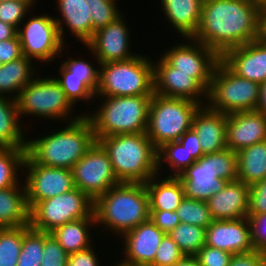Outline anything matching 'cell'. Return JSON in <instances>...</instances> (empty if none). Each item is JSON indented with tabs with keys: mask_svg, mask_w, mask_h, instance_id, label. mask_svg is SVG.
I'll list each match as a JSON object with an SVG mask.
<instances>
[{
	"mask_svg": "<svg viewBox=\"0 0 266 266\" xmlns=\"http://www.w3.org/2000/svg\"><path fill=\"white\" fill-rule=\"evenodd\" d=\"M181 223L207 228L213 221L206 201L185 197L176 210Z\"/></svg>",
	"mask_w": 266,
	"mask_h": 266,
	"instance_id": "38",
	"label": "cell"
},
{
	"mask_svg": "<svg viewBox=\"0 0 266 266\" xmlns=\"http://www.w3.org/2000/svg\"><path fill=\"white\" fill-rule=\"evenodd\" d=\"M93 248L91 246L88 249L69 254L67 266H100L101 262L98 261V255Z\"/></svg>",
	"mask_w": 266,
	"mask_h": 266,
	"instance_id": "49",
	"label": "cell"
},
{
	"mask_svg": "<svg viewBox=\"0 0 266 266\" xmlns=\"http://www.w3.org/2000/svg\"><path fill=\"white\" fill-rule=\"evenodd\" d=\"M21 122L16 99L0 96V148H27Z\"/></svg>",
	"mask_w": 266,
	"mask_h": 266,
	"instance_id": "28",
	"label": "cell"
},
{
	"mask_svg": "<svg viewBox=\"0 0 266 266\" xmlns=\"http://www.w3.org/2000/svg\"><path fill=\"white\" fill-rule=\"evenodd\" d=\"M20 118L43 117L50 120L73 122L84 114L73 116L74 105L66 97L54 77H34L16 97ZM73 108V109H72ZM59 118V119H58Z\"/></svg>",
	"mask_w": 266,
	"mask_h": 266,
	"instance_id": "9",
	"label": "cell"
},
{
	"mask_svg": "<svg viewBox=\"0 0 266 266\" xmlns=\"http://www.w3.org/2000/svg\"><path fill=\"white\" fill-rule=\"evenodd\" d=\"M127 27L128 23L126 25V19L122 14L115 21L94 32L85 47L88 48L91 55L93 54L98 64L125 61L138 55L131 51L130 28Z\"/></svg>",
	"mask_w": 266,
	"mask_h": 266,
	"instance_id": "17",
	"label": "cell"
},
{
	"mask_svg": "<svg viewBox=\"0 0 266 266\" xmlns=\"http://www.w3.org/2000/svg\"><path fill=\"white\" fill-rule=\"evenodd\" d=\"M0 189V228L30 224V208L24 183ZM21 185V186H20Z\"/></svg>",
	"mask_w": 266,
	"mask_h": 266,
	"instance_id": "26",
	"label": "cell"
},
{
	"mask_svg": "<svg viewBox=\"0 0 266 266\" xmlns=\"http://www.w3.org/2000/svg\"><path fill=\"white\" fill-rule=\"evenodd\" d=\"M165 161V162H164ZM194 158L178 141H170L157 148V170L158 174L163 171V164H167L171 174L168 177H178L191 164L195 163ZM161 168V169H160ZM160 171V172H159Z\"/></svg>",
	"mask_w": 266,
	"mask_h": 266,
	"instance_id": "32",
	"label": "cell"
},
{
	"mask_svg": "<svg viewBox=\"0 0 266 266\" xmlns=\"http://www.w3.org/2000/svg\"><path fill=\"white\" fill-rule=\"evenodd\" d=\"M94 201L78 188L39 201L30 209V227L50 233L67 222L95 218Z\"/></svg>",
	"mask_w": 266,
	"mask_h": 266,
	"instance_id": "11",
	"label": "cell"
},
{
	"mask_svg": "<svg viewBox=\"0 0 266 266\" xmlns=\"http://www.w3.org/2000/svg\"><path fill=\"white\" fill-rule=\"evenodd\" d=\"M97 97L104 101L94 110L95 113H84L91 122L96 140L111 135L146 132L152 95Z\"/></svg>",
	"mask_w": 266,
	"mask_h": 266,
	"instance_id": "5",
	"label": "cell"
},
{
	"mask_svg": "<svg viewBox=\"0 0 266 266\" xmlns=\"http://www.w3.org/2000/svg\"><path fill=\"white\" fill-rule=\"evenodd\" d=\"M178 142L191 154L195 161L204 155L199 138L196 132L191 128L187 130L178 140Z\"/></svg>",
	"mask_w": 266,
	"mask_h": 266,
	"instance_id": "51",
	"label": "cell"
},
{
	"mask_svg": "<svg viewBox=\"0 0 266 266\" xmlns=\"http://www.w3.org/2000/svg\"><path fill=\"white\" fill-rule=\"evenodd\" d=\"M205 245L232 254L249 253L254 249L248 218L213 220L206 228Z\"/></svg>",
	"mask_w": 266,
	"mask_h": 266,
	"instance_id": "19",
	"label": "cell"
},
{
	"mask_svg": "<svg viewBox=\"0 0 266 266\" xmlns=\"http://www.w3.org/2000/svg\"><path fill=\"white\" fill-rule=\"evenodd\" d=\"M168 235L184 255L195 256L205 245L206 228L180 222Z\"/></svg>",
	"mask_w": 266,
	"mask_h": 266,
	"instance_id": "34",
	"label": "cell"
},
{
	"mask_svg": "<svg viewBox=\"0 0 266 266\" xmlns=\"http://www.w3.org/2000/svg\"><path fill=\"white\" fill-rule=\"evenodd\" d=\"M83 59L68 57L59 67V77L83 79V83L96 94L99 84V68ZM98 68V69H96Z\"/></svg>",
	"mask_w": 266,
	"mask_h": 266,
	"instance_id": "35",
	"label": "cell"
},
{
	"mask_svg": "<svg viewBox=\"0 0 266 266\" xmlns=\"http://www.w3.org/2000/svg\"><path fill=\"white\" fill-rule=\"evenodd\" d=\"M96 141L89 119L83 115L66 127L27 140L26 154L37 164L72 170Z\"/></svg>",
	"mask_w": 266,
	"mask_h": 266,
	"instance_id": "3",
	"label": "cell"
},
{
	"mask_svg": "<svg viewBox=\"0 0 266 266\" xmlns=\"http://www.w3.org/2000/svg\"><path fill=\"white\" fill-rule=\"evenodd\" d=\"M119 182L146 183L158 174L157 148L146 132L98 138Z\"/></svg>",
	"mask_w": 266,
	"mask_h": 266,
	"instance_id": "4",
	"label": "cell"
},
{
	"mask_svg": "<svg viewBox=\"0 0 266 266\" xmlns=\"http://www.w3.org/2000/svg\"><path fill=\"white\" fill-rule=\"evenodd\" d=\"M22 56L18 34L14 38L0 41V60L3 64L17 60Z\"/></svg>",
	"mask_w": 266,
	"mask_h": 266,
	"instance_id": "48",
	"label": "cell"
},
{
	"mask_svg": "<svg viewBox=\"0 0 266 266\" xmlns=\"http://www.w3.org/2000/svg\"><path fill=\"white\" fill-rule=\"evenodd\" d=\"M75 188L92 201L120 183L113 171L108 153L95 141L72 168Z\"/></svg>",
	"mask_w": 266,
	"mask_h": 266,
	"instance_id": "13",
	"label": "cell"
},
{
	"mask_svg": "<svg viewBox=\"0 0 266 266\" xmlns=\"http://www.w3.org/2000/svg\"><path fill=\"white\" fill-rule=\"evenodd\" d=\"M259 95L260 84L237 76L220 60L212 74L206 105L226 115L256 111Z\"/></svg>",
	"mask_w": 266,
	"mask_h": 266,
	"instance_id": "10",
	"label": "cell"
},
{
	"mask_svg": "<svg viewBox=\"0 0 266 266\" xmlns=\"http://www.w3.org/2000/svg\"><path fill=\"white\" fill-rule=\"evenodd\" d=\"M264 266H266V254H265V260H264Z\"/></svg>",
	"mask_w": 266,
	"mask_h": 266,
	"instance_id": "58",
	"label": "cell"
},
{
	"mask_svg": "<svg viewBox=\"0 0 266 266\" xmlns=\"http://www.w3.org/2000/svg\"><path fill=\"white\" fill-rule=\"evenodd\" d=\"M23 26L19 27L17 34L20 40L22 54L31 59L50 63L63 56L64 47L58 30V25L53 16L41 14L35 17H29ZM25 23V24H24ZM65 45V46H64ZM62 53V54H61Z\"/></svg>",
	"mask_w": 266,
	"mask_h": 266,
	"instance_id": "12",
	"label": "cell"
},
{
	"mask_svg": "<svg viewBox=\"0 0 266 266\" xmlns=\"http://www.w3.org/2000/svg\"><path fill=\"white\" fill-rule=\"evenodd\" d=\"M265 254L253 250L249 253L233 254L229 266H264Z\"/></svg>",
	"mask_w": 266,
	"mask_h": 266,
	"instance_id": "50",
	"label": "cell"
},
{
	"mask_svg": "<svg viewBox=\"0 0 266 266\" xmlns=\"http://www.w3.org/2000/svg\"><path fill=\"white\" fill-rule=\"evenodd\" d=\"M259 9H266V0H256Z\"/></svg>",
	"mask_w": 266,
	"mask_h": 266,
	"instance_id": "56",
	"label": "cell"
},
{
	"mask_svg": "<svg viewBox=\"0 0 266 266\" xmlns=\"http://www.w3.org/2000/svg\"><path fill=\"white\" fill-rule=\"evenodd\" d=\"M60 87L66 94V97L75 106L78 101H92L96 95L83 83V79L68 78V77H55Z\"/></svg>",
	"mask_w": 266,
	"mask_h": 266,
	"instance_id": "41",
	"label": "cell"
},
{
	"mask_svg": "<svg viewBox=\"0 0 266 266\" xmlns=\"http://www.w3.org/2000/svg\"><path fill=\"white\" fill-rule=\"evenodd\" d=\"M96 228L120 237L150 219L149 194L144 183L120 182L94 201ZM107 228V229H106Z\"/></svg>",
	"mask_w": 266,
	"mask_h": 266,
	"instance_id": "2",
	"label": "cell"
},
{
	"mask_svg": "<svg viewBox=\"0 0 266 266\" xmlns=\"http://www.w3.org/2000/svg\"><path fill=\"white\" fill-rule=\"evenodd\" d=\"M148 56L138 54L129 60L98 64L99 84L95 95H153L154 66Z\"/></svg>",
	"mask_w": 266,
	"mask_h": 266,
	"instance_id": "7",
	"label": "cell"
},
{
	"mask_svg": "<svg viewBox=\"0 0 266 266\" xmlns=\"http://www.w3.org/2000/svg\"><path fill=\"white\" fill-rule=\"evenodd\" d=\"M28 206L64 194L75 188L73 172L67 168L48 167L35 163L27 154L23 163Z\"/></svg>",
	"mask_w": 266,
	"mask_h": 266,
	"instance_id": "15",
	"label": "cell"
},
{
	"mask_svg": "<svg viewBox=\"0 0 266 266\" xmlns=\"http://www.w3.org/2000/svg\"><path fill=\"white\" fill-rule=\"evenodd\" d=\"M202 105L174 97L152 95L146 135L156 148L179 138L192 128L194 114Z\"/></svg>",
	"mask_w": 266,
	"mask_h": 266,
	"instance_id": "8",
	"label": "cell"
},
{
	"mask_svg": "<svg viewBox=\"0 0 266 266\" xmlns=\"http://www.w3.org/2000/svg\"><path fill=\"white\" fill-rule=\"evenodd\" d=\"M258 10L256 0H203L192 39L221 57L227 50L257 39Z\"/></svg>",
	"mask_w": 266,
	"mask_h": 266,
	"instance_id": "1",
	"label": "cell"
},
{
	"mask_svg": "<svg viewBox=\"0 0 266 266\" xmlns=\"http://www.w3.org/2000/svg\"><path fill=\"white\" fill-rule=\"evenodd\" d=\"M266 213V178L252 185L249 189V210L247 215Z\"/></svg>",
	"mask_w": 266,
	"mask_h": 266,
	"instance_id": "46",
	"label": "cell"
},
{
	"mask_svg": "<svg viewBox=\"0 0 266 266\" xmlns=\"http://www.w3.org/2000/svg\"><path fill=\"white\" fill-rule=\"evenodd\" d=\"M26 156V149L0 148V189L18 185L19 175Z\"/></svg>",
	"mask_w": 266,
	"mask_h": 266,
	"instance_id": "33",
	"label": "cell"
},
{
	"mask_svg": "<svg viewBox=\"0 0 266 266\" xmlns=\"http://www.w3.org/2000/svg\"><path fill=\"white\" fill-rule=\"evenodd\" d=\"M44 249V232L24 226V236L17 266H41Z\"/></svg>",
	"mask_w": 266,
	"mask_h": 266,
	"instance_id": "36",
	"label": "cell"
},
{
	"mask_svg": "<svg viewBox=\"0 0 266 266\" xmlns=\"http://www.w3.org/2000/svg\"><path fill=\"white\" fill-rule=\"evenodd\" d=\"M17 35V29L0 20V41L14 38Z\"/></svg>",
	"mask_w": 266,
	"mask_h": 266,
	"instance_id": "53",
	"label": "cell"
},
{
	"mask_svg": "<svg viewBox=\"0 0 266 266\" xmlns=\"http://www.w3.org/2000/svg\"><path fill=\"white\" fill-rule=\"evenodd\" d=\"M166 20L181 38H192L199 26L203 0H160Z\"/></svg>",
	"mask_w": 266,
	"mask_h": 266,
	"instance_id": "25",
	"label": "cell"
},
{
	"mask_svg": "<svg viewBox=\"0 0 266 266\" xmlns=\"http://www.w3.org/2000/svg\"><path fill=\"white\" fill-rule=\"evenodd\" d=\"M160 176L157 174L145 183L150 210L176 211L185 198L183 184L178 177Z\"/></svg>",
	"mask_w": 266,
	"mask_h": 266,
	"instance_id": "27",
	"label": "cell"
},
{
	"mask_svg": "<svg viewBox=\"0 0 266 266\" xmlns=\"http://www.w3.org/2000/svg\"><path fill=\"white\" fill-rule=\"evenodd\" d=\"M153 66L154 93L187 99L202 106L207 104L208 91L193 77V73L177 72L162 56L154 61Z\"/></svg>",
	"mask_w": 266,
	"mask_h": 266,
	"instance_id": "16",
	"label": "cell"
},
{
	"mask_svg": "<svg viewBox=\"0 0 266 266\" xmlns=\"http://www.w3.org/2000/svg\"><path fill=\"white\" fill-rule=\"evenodd\" d=\"M266 140V115L258 111L227 115L226 144L235 153Z\"/></svg>",
	"mask_w": 266,
	"mask_h": 266,
	"instance_id": "21",
	"label": "cell"
},
{
	"mask_svg": "<svg viewBox=\"0 0 266 266\" xmlns=\"http://www.w3.org/2000/svg\"><path fill=\"white\" fill-rule=\"evenodd\" d=\"M185 255L176 242L166 234L159 245L155 259L150 266H174Z\"/></svg>",
	"mask_w": 266,
	"mask_h": 266,
	"instance_id": "43",
	"label": "cell"
},
{
	"mask_svg": "<svg viewBox=\"0 0 266 266\" xmlns=\"http://www.w3.org/2000/svg\"><path fill=\"white\" fill-rule=\"evenodd\" d=\"M174 266H200L196 256L185 255Z\"/></svg>",
	"mask_w": 266,
	"mask_h": 266,
	"instance_id": "55",
	"label": "cell"
},
{
	"mask_svg": "<svg viewBox=\"0 0 266 266\" xmlns=\"http://www.w3.org/2000/svg\"><path fill=\"white\" fill-rule=\"evenodd\" d=\"M32 62L34 63L23 55L0 67V96L7 97L8 95L16 99L23 87L36 76V71L39 72V70H34L37 64L34 65Z\"/></svg>",
	"mask_w": 266,
	"mask_h": 266,
	"instance_id": "29",
	"label": "cell"
},
{
	"mask_svg": "<svg viewBox=\"0 0 266 266\" xmlns=\"http://www.w3.org/2000/svg\"><path fill=\"white\" fill-rule=\"evenodd\" d=\"M256 111L266 115V81L260 85V95Z\"/></svg>",
	"mask_w": 266,
	"mask_h": 266,
	"instance_id": "54",
	"label": "cell"
},
{
	"mask_svg": "<svg viewBox=\"0 0 266 266\" xmlns=\"http://www.w3.org/2000/svg\"><path fill=\"white\" fill-rule=\"evenodd\" d=\"M117 5L115 0H90L93 35L95 31L107 26L123 14Z\"/></svg>",
	"mask_w": 266,
	"mask_h": 266,
	"instance_id": "40",
	"label": "cell"
},
{
	"mask_svg": "<svg viewBox=\"0 0 266 266\" xmlns=\"http://www.w3.org/2000/svg\"><path fill=\"white\" fill-rule=\"evenodd\" d=\"M238 180L252 185L266 178V140L237 152Z\"/></svg>",
	"mask_w": 266,
	"mask_h": 266,
	"instance_id": "31",
	"label": "cell"
},
{
	"mask_svg": "<svg viewBox=\"0 0 266 266\" xmlns=\"http://www.w3.org/2000/svg\"><path fill=\"white\" fill-rule=\"evenodd\" d=\"M150 220L166 234L180 223L176 211L150 210Z\"/></svg>",
	"mask_w": 266,
	"mask_h": 266,
	"instance_id": "47",
	"label": "cell"
},
{
	"mask_svg": "<svg viewBox=\"0 0 266 266\" xmlns=\"http://www.w3.org/2000/svg\"><path fill=\"white\" fill-rule=\"evenodd\" d=\"M227 115L201 106L194 114L192 129L196 132L204 154L217 153L227 149Z\"/></svg>",
	"mask_w": 266,
	"mask_h": 266,
	"instance_id": "24",
	"label": "cell"
},
{
	"mask_svg": "<svg viewBox=\"0 0 266 266\" xmlns=\"http://www.w3.org/2000/svg\"><path fill=\"white\" fill-rule=\"evenodd\" d=\"M94 225L95 218H82L67 222L50 233L68 254H73L93 246L89 230Z\"/></svg>",
	"mask_w": 266,
	"mask_h": 266,
	"instance_id": "30",
	"label": "cell"
},
{
	"mask_svg": "<svg viewBox=\"0 0 266 266\" xmlns=\"http://www.w3.org/2000/svg\"><path fill=\"white\" fill-rule=\"evenodd\" d=\"M166 233L150 219L124 233L121 263L129 266H150ZM124 237V238H123Z\"/></svg>",
	"mask_w": 266,
	"mask_h": 266,
	"instance_id": "18",
	"label": "cell"
},
{
	"mask_svg": "<svg viewBox=\"0 0 266 266\" xmlns=\"http://www.w3.org/2000/svg\"><path fill=\"white\" fill-rule=\"evenodd\" d=\"M24 236V226L0 228V266H17Z\"/></svg>",
	"mask_w": 266,
	"mask_h": 266,
	"instance_id": "37",
	"label": "cell"
},
{
	"mask_svg": "<svg viewBox=\"0 0 266 266\" xmlns=\"http://www.w3.org/2000/svg\"><path fill=\"white\" fill-rule=\"evenodd\" d=\"M114 266H129V265L123 264V263L118 261V263L116 262V265H114Z\"/></svg>",
	"mask_w": 266,
	"mask_h": 266,
	"instance_id": "57",
	"label": "cell"
},
{
	"mask_svg": "<svg viewBox=\"0 0 266 266\" xmlns=\"http://www.w3.org/2000/svg\"><path fill=\"white\" fill-rule=\"evenodd\" d=\"M56 2V8L60 11L61 16L54 17V19L58 25L62 42L64 44L66 42L64 41L66 31L64 27H68L72 32L70 34H74L75 38L85 46L93 37L90 0H57Z\"/></svg>",
	"mask_w": 266,
	"mask_h": 266,
	"instance_id": "23",
	"label": "cell"
},
{
	"mask_svg": "<svg viewBox=\"0 0 266 266\" xmlns=\"http://www.w3.org/2000/svg\"><path fill=\"white\" fill-rule=\"evenodd\" d=\"M251 228V241L256 251L266 254V213L247 215Z\"/></svg>",
	"mask_w": 266,
	"mask_h": 266,
	"instance_id": "44",
	"label": "cell"
},
{
	"mask_svg": "<svg viewBox=\"0 0 266 266\" xmlns=\"http://www.w3.org/2000/svg\"><path fill=\"white\" fill-rule=\"evenodd\" d=\"M69 254L51 233L44 232V249L41 266H67Z\"/></svg>",
	"mask_w": 266,
	"mask_h": 266,
	"instance_id": "42",
	"label": "cell"
},
{
	"mask_svg": "<svg viewBox=\"0 0 266 266\" xmlns=\"http://www.w3.org/2000/svg\"><path fill=\"white\" fill-rule=\"evenodd\" d=\"M184 40L183 43L167 48L160 56L176 68L177 72L193 73V77L208 91L212 74L221 57L201 42L192 38Z\"/></svg>",
	"mask_w": 266,
	"mask_h": 266,
	"instance_id": "14",
	"label": "cell"
},
{
	"mask_svg": "<svg viewBox=\"0 0 266 266\" xmlns=\"http://www.w3.org/2000/svg\"><path fill=\"white\" fill-rule=\"evenodd\" d=\"M37 0H6L0 2V20L17 30L28 12L34 9ZM33 7V8H32Z\"/></svg>",
	"mask_w": 266,
	"mask_h": 266,
	"instance_id": "39",
	"label": "cell"
},
{
	"mask_svg": "<svg viewBox=\"0 0 266 266\" xmlns=\"http://www.w3.org/2000/svg\"><path fill=\"white\" fill-rule=\"evenodd\" d=\"M232 255L224 250L204 245L195 256L200 266H229Z\"/></svg>",
	"mask_w": 266,
	"mask_h": 266,
	"instance_id": "45",
	"label": "cell"
},
{
	"mask_svg": "<svg viewBox=\"0 0 266 266\" xmlns=\"http://www.w3.org/2000/svg\"><path fill=\"white\" fill-rule=\"evenodd\" d=\"M250 185L242 181H229L206 202L213 220L247 218Z\"/></svg>",
	"mask_w": 266,
	"mask_h": 266,
	"instance_id": "22",
	"label": "cell"
},
{
	"mask_svg": "<svg viewBox=\"0 0 266 266\" xmlns=\"http://www.w3.org/2000/svg\"><path fill=\"white\" fill-rule=\"evenodd\" d=\"M221 61L237 76L263 84L266 81V43L253 40L227 50Z\"/></svg>",
	"mask_w": 266,
	"mask_h": 266,
	"instance_id": "20",
	"label": "cell"
},
{
	"mask_svg": "<svg viewBox=\"0 0 266 266\" xmlns=\"http://www.w3.org/2000/svg\"><path fill=\"white\" fill-rule=\"evenodd\" d=\"M257 40L266 43V9L258 10V35Z\"/></svg>",
	"mask_w": 266,
	"mask_h": 266,
	"instance_id": "52",
	"label": "cell"
},
{
	"mask_svg": "<svg viewBox=\"0 0 266 266\" xmlns=\"http://www.w3.org/2000/svg\"><path fill=\"white\" fill-rule=\"evenodd\" d=\"M178 178L185 197L207 201L222 190L227 182L238 180V157L231 149L204 154Z\"/></svg>",
	"mask_w": 266,
	"mask_h": 266,
	"instance_id": "6",
	"label": "cell"
}]
</instances>
